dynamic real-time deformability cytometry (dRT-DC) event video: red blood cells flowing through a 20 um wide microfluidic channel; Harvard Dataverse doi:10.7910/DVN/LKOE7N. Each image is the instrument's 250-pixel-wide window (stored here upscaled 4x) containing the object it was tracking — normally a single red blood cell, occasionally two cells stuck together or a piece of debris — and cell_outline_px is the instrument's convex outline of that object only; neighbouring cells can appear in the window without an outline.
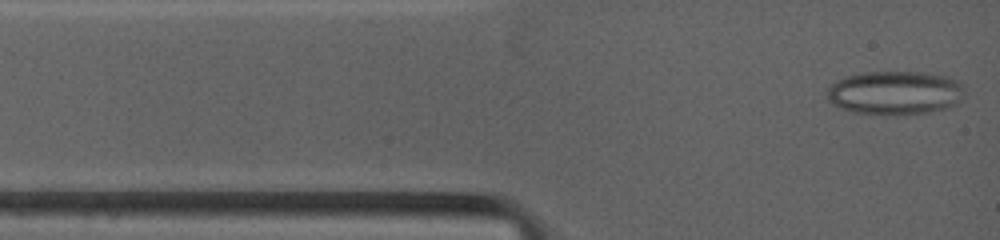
{"species": "common noctule bat (a hibernating species)", "species_latin": "Nyctalus noctula", "temperature_condition": "warm", "stored_images_in_passage": 18, "camera_frame_rate_fps": 4500, "um_per_image_px": 0.085, "animal": {"sex": "female", "body_mass_g": 19.0, "forearm_length_mm": 53.3}, "frame": {"image": 1, "passage_image": 1, "time_ms": 0.0, "image_size_px": [1000, 240], "cell_outline_px": [[964, 96], [956, 104], [944, 108], [928, 112], [852, 112], [840, 108], [832, 104], [828, 100], [828, 88], [836, 80], [844, 76], [864, 72], [924, 72], [948, 76], [960, 80], [964, 84]], "centroid_in_image_um": [76.11, 7.83], "position_along_channel_um": 8.9, "area_um2": 34.56}}
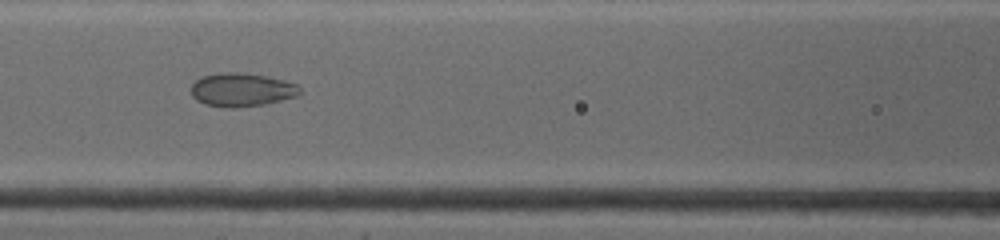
{"frame": {"image": 2, "passage_image": 12, "time_ms": 4.444, "image_size_px": [1000, 240], "cell_outline_px": [[300, 92], [296, 96], [264, 104], [236, 108], [228, 108], [204, 104], [196, 100], [192, 96], [192, 84], [196, 80], [204, 76], [220, 72], [236, 72], [264, 76], [296, 84], [300, 88]], "centroid_in_image_um": [20.49, 7.64], "position_along_channel_um": 146.1, "area_um2": 20.92}}
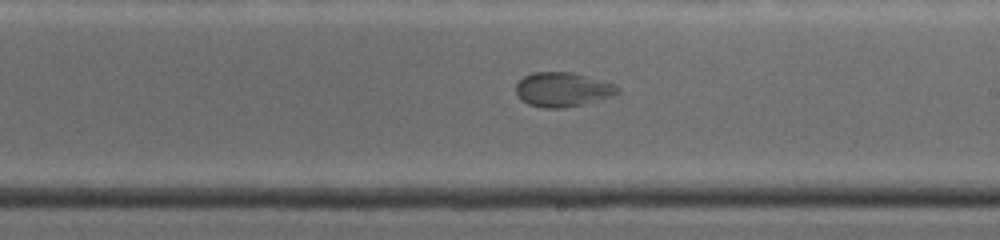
{"frame": {"image": 3, "passage_image": 18, "time_ms": 6.889, "image_size_px": [1000, 240], "cell_outline_px": [[620, 92], [616, 96], [584, 104], [564, 108], [544, 108], [528, 104], [516, 92], [516, 84], [524, 76], [532, 72], [572, 72], [616, 84], [620, 88]], "centroid_in_image_um": [47.89, 7.61], "position_along_channel_um": 241.1, "area_um2": 20.52}}